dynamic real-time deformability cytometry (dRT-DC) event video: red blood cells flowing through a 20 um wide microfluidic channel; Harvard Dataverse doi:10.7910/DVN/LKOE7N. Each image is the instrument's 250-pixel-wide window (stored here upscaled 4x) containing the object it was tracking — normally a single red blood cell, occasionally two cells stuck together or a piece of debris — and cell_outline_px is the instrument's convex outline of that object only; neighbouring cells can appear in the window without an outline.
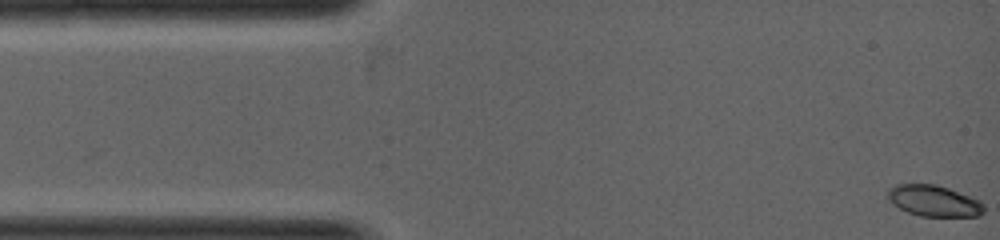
{"species": "common noctule bat (a hibernating species)", "species_latin": "Nyctalus noctula", "temperature_condition": "warm", "stored_images_in_passage": 6, "camera_frame_rate_fps": 5000, "um_per_image_px": 0.085, "animal": {"sex": "female", "body_mass_g": 19.0, "forearm_length_mm": 53.3}, "frame": {"image": 1, "passage_image": 1, "time_ms": 0.0, "image_size_px": [1000, 240], "cell_outline_px": [[984, 212], [980, 216], [920, 216], [908, 212], [892, 204], [888, 200], [888, 188], [896, 184], [936, 184], [948, 188], [980, 200], [984, 204]], "centroid_in_image_um": [79.38, 17.07], "position_along_channel_um": 5.6, "area_um2": 17.51}}
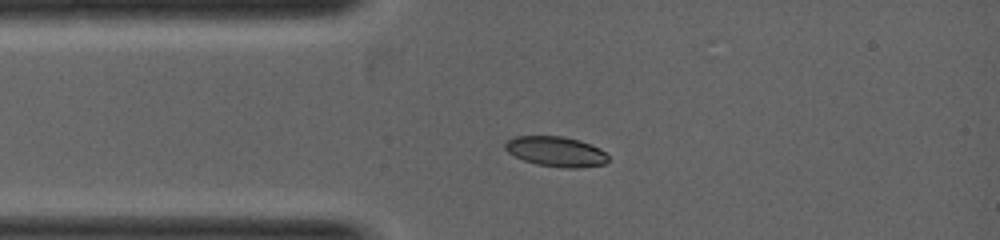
{"frame": {"image": 2, "passage_image": 5, "time_ms": 1.4, "image_size_px": [1000, 240], "cell_outline_px": [[608, 160], [604, 164], [580, 168], [564, 168], [536, 164], [524, 160], [508, 152], [504, 148], [504, 144], [512, 136], [564, 136], [580, 140], [600, 148], [608, 156]], "centroid_in_image_um": [47.26, 12.87], "position_along_channel_um": 37.7, "area_um2": 18.15}}
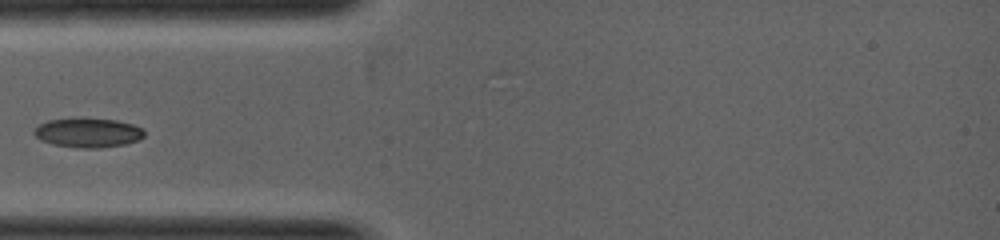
{"frame": {"image": 3, "passage_image": 6, "time_ms": 2.0, "image_size_px": [1000, 240], "cell_outline_px": [[144, 136], [140, 140], [124, 144], [96, 148], [84, 148], [52, 144], [40, 140], [32, 132], [40, 124], [48, 120], [80, 116], [116, 120], [132, 124], [144, 128]], "centroid_in_image_um": [7.48, 11.25], "position_along_channel_um": 77.5, "area_um2": 19.25}}